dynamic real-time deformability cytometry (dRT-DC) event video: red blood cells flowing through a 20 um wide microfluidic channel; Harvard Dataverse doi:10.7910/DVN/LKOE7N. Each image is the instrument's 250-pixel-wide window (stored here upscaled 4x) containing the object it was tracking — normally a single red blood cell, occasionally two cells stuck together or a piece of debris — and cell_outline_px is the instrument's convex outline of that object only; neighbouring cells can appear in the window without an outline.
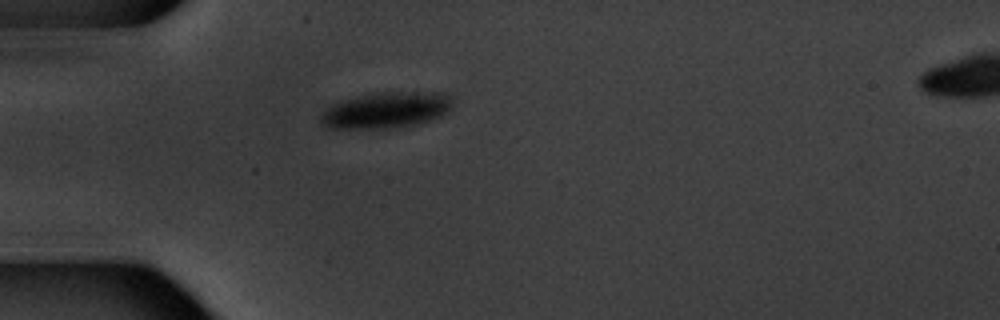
{"species": "common noctule bat (a hibernating species)", "species_latin": "Nyctalus noctula", "temperature_condition": "warm", "stored_images_in_passage": 2, "segment_of_instrument_passage": [1, 2], "camera_frame_rate_fps": 3000, "um_per_image_px": 0.085, "animal": {"sex": "male", "body_mass_g": 20.1, "forearm_length_mm": 53.5}, "frame": {"image": 1, "passage_image": 1, "time_ms": 0.0, "image_size_px": [1000, 320], "cell_outline_px": [[452, 108], [448, 112], [440, 116], [416, 124], [396, 128], [324, 128], [320, 120], [320, 116], [332, 104], [340, 100], [356, 96], [380, 92], [444, 92], [452, 96]], "centroid_in_image_um": [32.84, 9.35], "position_along_channel_um": 52.2, "area_um2": 27.92}}